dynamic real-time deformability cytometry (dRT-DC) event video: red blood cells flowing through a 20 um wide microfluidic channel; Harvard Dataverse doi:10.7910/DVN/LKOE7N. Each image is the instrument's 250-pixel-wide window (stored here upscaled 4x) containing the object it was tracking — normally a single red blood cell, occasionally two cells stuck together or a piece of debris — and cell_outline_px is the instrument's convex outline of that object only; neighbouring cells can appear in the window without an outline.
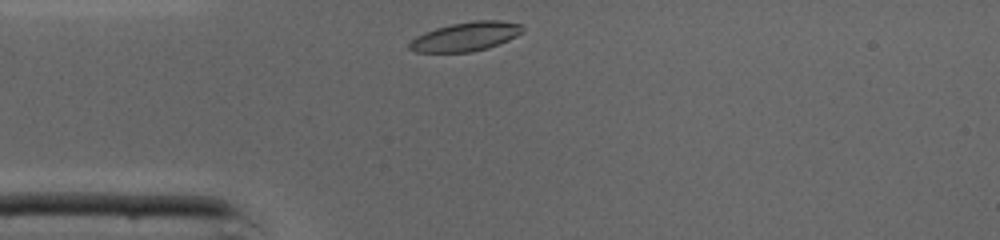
{"species": "common noctule bat (a hibernating species)", "species_latin": "Nyctalus noctula", "temperature_condition": "cold", "stored_images_in_passage": 26, "camera_frame_rate_fps": 3000, "um_per_image_px": 0.085, "animal": {"sex": "male", "body_mass_g": 19.0, "forearm_length_mm": 50.8}, "frame": {"image": 1, "passage_image": 1, "time_ms": 0.0, "image_size_px": [1000, 240], "cell_outline_px": [[524, 32], [508, 40], [488, 48], [472, 52], [416, 52], [408, 48], [408, 44], [416, 36], [424, 32], [436, 28], [452, 24], [476, 20], [500, 20], [520, 24], [524, 28]], "centroid_in_image_um": [39.59, 3.11], "position_along_channel_um": 45.4, "area_um2": 19.13}}
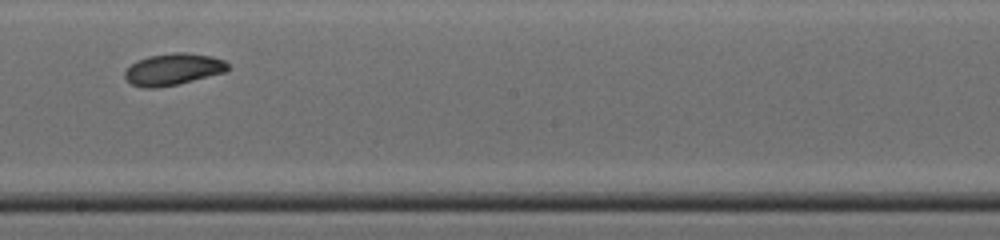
{"frame": {"image": 2, "passage_image": 15, "time_ms": 4.667, "image_size_px": [1000, 240], "cell_outline_px": [[228, 68], [224, 72], [176, 84], [156, 88], [144, 88], [132, 84], [124, 76], [124, 72], [136, 60], [148, 56], [172, 52], [188, 52], [212, 56], [224, 60], [228, 64]], "centroid_in_image_um": [14.69, 5.87], "position_along_channel_um": 233.5, "area_um2": 18.9}}
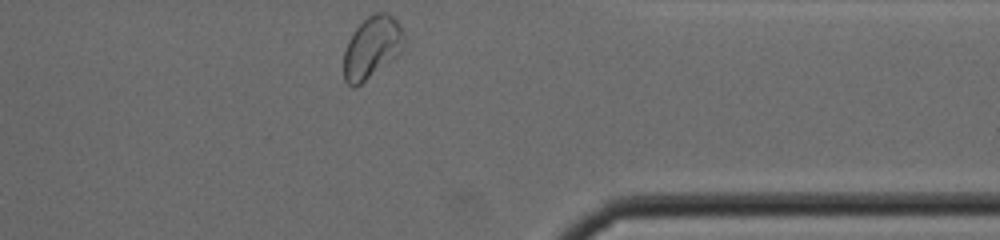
{"frame": {"image": 3, "passage_image": 26, "time_ms": 8.333, "image_size_px": [1000, 240], "cell_outline_px": [[404, 48], [396, 56], [356, 88], [352, 88], [344, 80], [344, 52], [348, 40], [356, 28], [368, 16], [376, 12], [388, 12], [396, 20], [404, 36]], "centroid_in_image_um": [31.6, 4.04], "position_along_channel_um": 379.8, "area_um2": 21.62}, "authors_computed_cell_mechanics": {"area_um2": 18.8717, "velocity_mm_per_s": 4.3128, "shape_relaxation_time_tau1_ms": 1.345, "shape_relaxation_time_tau2_ms": 5.3997, "deformation_change_tau1": 0.099, "deformation_change_tau2": 0.1099}}